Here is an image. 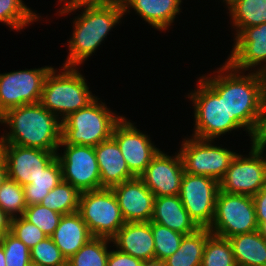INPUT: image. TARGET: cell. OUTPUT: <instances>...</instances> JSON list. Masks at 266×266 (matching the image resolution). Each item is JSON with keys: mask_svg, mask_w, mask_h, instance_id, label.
I'll return each instance as SVG.
<instances>
[{"mask_svg": "<svg viewBox=\"0 0 266 266\" xmlns=\"http://www.w3.org/2000/svg\"><path fill=\"white\" fill-rule=\"evenodd\" d=\"M222 66V67H221ZM213 73L200 76L220 97H224L228 115L252 139L261 113V103L266 89L264 73L233 68L227 61ZM242 74V75H241Z\"/></svg>", "mask_w": 266, "mask_h": 266, "instance_id": "6da1fadb", "label": "cell"}, {"mask_svg": "<svg viewBox=\"0 0 266 266\" xmlns=\"http://www.w3.org/2000/svg\"><path fill=\"white\" fill-rule=\"evenodd\" d=\"M81 8V14L73 19L72 36L67 40L69 52L63 66L82 65L124 16L123 6L117 3H78L61 8L58 13L63 16Z\"/></svg>", "mask_w": 266, "mask_h": 266, "instance_id": "7a4b0ae2", "label": "cell"}, {"mask_svg": "<svg viewBox=\"0 0 266 266\" xmlns=\"http://www.w3.org/2000/svg\"><path fill=\"white\" fill-rule=\"evenodd\" d=\"M0 123L10 130L3 132L0 144L59 151L62 121L40 102L8 110L0 117Z\"/></svg>", "mask_w": 266, "mask_h": 266, "instance_id": "3957f363", "label": "cell"}, {"mask_svg": "<svg viewBox=\"0 0 266 266\" xmlns=\"http://www.w3.org/2000/svg\"><path fill=\"white\" fill-rule=\"evenodd\" d=\"M80 67H54L49 71L43 85L40 103L63 121L70 114L87 107L98 96L89 91Z\"/></svg>", "mask_w": 266, "mask_h": 266, "instance_id": "277c9868", "label": "cell"}, {"mask_svg": "<svg viewBox=\"0 0 266 266\" xmlns=\"http://www.w3.org/2000/svg\"><path fill=\"white\" fill-rule=\"evenodd\" d=\"M99 99L97 97L87 107L75 111L62 121L60 144L95 147L112 137L115 125L123 116L115 115Z\"/></svg>", "mask_w": 266, "mask_h": 266, "instance_id": "5b68a950", "label": "cell"}, {"mask_svg": "<svg viewBox=\"0 0 266 266\" xmlns=\"http://www.w3.org/2000/svg\"><path fill=\"white\" fill-rule=\"evenodd\" d=\"M188 97L194 108L193 137L216 140L241 127L228 115L224 97H220L201 77Z\"/></svg>", "mask_w": 266, "mask_h": 266, "instance_id": "8992f818", "label": "cell"}, {"mask_svg": "<svg viewBox=\"0 0 266 266\" xmlns=\"http://www.w3.org/2000/svg\"><path fill=\"white\" fill-rule=\"evenodd\" d=\"M78 212L93 237L111 239L126 223L111 188L81 192Z\"/></svg>", "mask_w": 266, "mask_h": 266, "instance_id": "52a82bcc", "label": "cell"}, {"mask_svg": "<svg viewBox=\"0 0 266 266\" xmlns=\"http://www.w3.org/2000/svg\"><path fill=\"white\" fill-rule=\"evenodd\" d=\"M208 229L213 235L226 239L259 230L253 198L219 191L214 219Z\"/></svg>", "mask_w": 266, "mask_h": 266, "instance_id": "ba28073f", "label": "cell"}, {"mask_svg": "<svg viewBox=\"0 0 266 266\" xmlns=\"http://www.w3.org/2000/svg\"><path fill=\"white\" fill-rule=\"evenodd\" d=\"M248 155L237 153L219 181L220 191L253 197L266 183V147L250 143ZM245 156V157H244Z\"/></svg>", "mask_w": 266, "mask_h": 266, "instance_id": "9c48e42d", "label": "cell"}, {"mask_svg": "<svg viewBox=\"0 0 266 266\" xmlns=\"http://www.w3.org/2000/svg\"><path fill=\"white\" fill-rule=\"evenodd\" d=\"M182 141L178 150L186 173L214 178H223L236 152L226 147L212 145V139H199L193 136Z\"/></svg>", "mask_w": 266, "mask_h": 266, "instance_id": "30bf717a", "label": "cell"}, {"mask_svg": "<svg viewBox=\"0 0 266 266\" xmlns=\"http://www.w3.org/2000/svg\"><path fill=\"white\" fill-rule=\"evenodd\" d=\"M52 68L47 65L0 73V117L10 109L40 102L45 78Z\"/></svg>", "mask_w": 266, "mask_h": 266, "instance_id": "8fae6325", "label": "cell"}, {"mask_svg": "<svg viewBox=\"0 0 266 266\" xmlns=\"http://www.w3.org/2000/svg\"><path fill=\"white\" fill-rule=\"evenodd\" d=\"M219 191V182L214 178L184 173L178 196L199 228H209L212 224Z\"/></svg>", "mask_w": 266, "mask_h": 266, "instance_id": "7c38bea8", "label": "cell"}, {"mask_svg": "<svg viewBox=\"0 0 266 266\" xmlns=\"http://www.w3.org/2000/svg\"><path fill=\"white\" fill-rule=\"evenodd\" d=\"M64 147L56 158L60 163L63 181L70 183L80 193L101 189L100 170L94 147L59 144Z\"/></svg>", "mask_w": 266, "mask_h": 266, "instance_id": "4fadbf2b", "label": "cell"}, {"mask_svg": "<svg viewBox=\"0 0 266 266\" xmlns=\"http://www.w3.org/2000/svg\"><path fill=\"white\" fill-rule=\"evenodd\" d=\"M112 138L117 142L130 172L140 177L159 152L149 135L138 129L125 116L115 125Z\"/></svg>", "mask_w": 266, "mask_h": 266, "instance_id": "5bb4252c", "label": "cell"}, {"mask_svg": "<svg viewBox=\"0 0 266 266\" xmlns=\"http://www.w3.org/2000/svg\"><path fill=\"white\" fill-rule=\"evenodd\" d=\"M0 152L5 158L8 178L21 186L31 184L55 158L58 151L13 144H0Z\"/></svg>", "mask_w": 266, "mask_h": 266, "instance_id": "9a60e30c", "label": "cell"}, {"mask_svg": "<svg viewBox=\"0 0 266 266\" xmlns=\"http://www.w3.org/2000/svg\"><path fill=\"white\" fill-rule=\"evenodd\" d=\"M234 37L235 42L232 46L233 48L230 52L231 54L228 56L227 62L237 70L245 72L256 71L265 74L266 23L243 28Z\"/></svg>", "mask_w": 266, "mask_h": 266, "instance_id": "2e32d148", "label": "cell"}, {"mask_svg": "<svg viewBox=\"0 0 266 266\" xmlns=\"http://www.w3.org/2000/svg\"><path fill=\"white\" fill-rule=\"evenodd\" d=\"M174 156L159 150L140 176L155 197L179 195L185 173L179 152Z\"/></svg>", "mask_w": 266, "mask_h": 266, "instance_id": "e0dca14e", "label": "cell"}, {"mask_svg": "<svg viewBox=\"0 0 266 266\" xmlns=\"http://www.w3.org/2000/svg\"><path fill=\"white\" fill-rule=\"evenodd\" d=\"M111 189L125 222L151 221L155 196L140 177L124 181Z\"/></svg>", "mask_w": 266, "mask_h": 266, "instance_id": "ac0fdd59", "label": "cell"}, {"mask_svg": "<svg viewBox=\"0 0 266 266\" xmlns=\"http://www.w3.org/2000/svg\"><path fill=\"white\" fill-rule=\"evenodd\" d=\"M111 242L123 253L145 262L155 261L151 222H126L111 238Z\"/></svg>", "mask_w": 266, "mask_h": 266, "instance_id": "d6986e66", "label": "cell"}, {"mask_svg": "<svg viewBox=\"0 0 266 266\" xmlns=\"http://www.w3.org/2000/svg\"><path fill=\"white\" fill-rule=\"evenodd\" d=\"M100 170L101 188H112L135 178L130 172L117 142L111 137L94 147Z\"/></svg>", "mask_w": 266, "mask_h": 266, "instance_id": "ffe728a7", "label": "cell"}, {"mask_svg": "<svg viewBox=\"0 0 266 266\" xmlns=\"http://www.w3.org/2000/svg\"><path fill=\"white\" fill-rule=\"evenodd\" d=\"M182 2V0H125L122 6L124 15L130 14L132 8L152 28L166 31L174 22L176 15L182 12Z\"/></svg>", "mask_w": 266, "mask_h": 266, "instance_id": "44dd1931", "label": "cell"}, {"mask_svg": "<svg viewBox=\"0 0 266 266\" xmlns=\"http://www.w3.org/2000/svg\"><path fill=\"white\" fill-rule=\"evenodd\" d=\"M150 222L166 226L184 235L192 234L199 229L190 218L178 195L155 197Z\"/></svg>", "mask_w": 266, "mask_h": 266, "instance_id": "7402d4cb", "label": "cell"}, {"mask_svg": "<svg viewBox=\"0 0 266 266\" xmlns=\"http://www.w3.org/2000/svg\"><path fill=\"white\" fill-rule=\"evenodd\" d=\"M50 237L66 260L93 238L79 212L62 215L57 228Z\"/></svg>", "mask_w": 266, "mask_h": 266, "instance_id": "603a6c76", "label": "cell"}, {"mask_svg": "<svg viewBox=\"0 0 266 266\" xmlns=\"http://www.w3.org/2000/svg\"><path fill=\"white\" fill-rule=\"evenodd\" d=\"M237 266H266V239L259 230L228 238Z\"/></svg>", "mask_w": 266, "mask_h": 266, "instance_id": "cb8c5ba5", "label": "cell"}, {"mask_svg": "<svg viewBox=\"0 0 266 266\" xmlns=\"http://www.w3.org/2000/svg\"><path fill=\"white\" fill-rule=\"evenodd\" d=\"M211 235L208 228L184 235L179 249L162 262L163 266H201L204 247Z\"/></svg>", "mask_w": 266, "mask_h": 266, "instance_id": "d4e9b609", "label": "cell"}, {"mask_svg": "<svg viewBox=\"0 0 266 266\" xmlns=\"http://www.w3.org/2000/svg\"><path fill=\"white\" fill-rule=\"evenodd\" d=\"M228 11L235 35L243 28L266 23V0H239Z\"/></svg>", "mask_w": 266, "mask_h": 266, "instance_id": "484cf974", "label": "cell"}, {"mask_svg": "<svg viewBox=\"0 0 266 266\" xmlns=\"http://www.w3.org/2000/svg\"><path fill=\"white\" fill-rule=\"evenodd\" d=\"M62 180L61 166L55 158L31 184L23 186L27 206L40 204L49 191Z\"/></svg>", "mask_w": 266, "mask_h": 266, "instance_id": "4316f807", "label": "cell"}, {"mask_svg": "<svg viewBox=\"0 0 266 266\" xmlns=\"http://www.w3.org/2000/svg\"><path fill=\"white\" fill-rule=\"evenodd\" d=\"M79 198L80 192L70 183L62 180L49 191L40 204L65 215L78 212Z\"/></svg>", "mask_w": 266, "mask_h": 266, "instance_id": "83f0119b", "label": "cell"}, {"mask_svg": "<svg viewBox=\"0 0 266 266\" xmlns=\"http://www.w3.org/2000/svg\"><path fill=\"white\" fill-rule=\"evenodd\" d=\"M111 239L93 237L67 260V266H107Z\"/></svg>", "mask_w": 266, "mask_h": 266, "instance_id": "f1b7e54d", "label": "cell"}, {"mask_svg": "<svg viewBox=\"0 0 266 266\" xmlns=\"http://www.w3.org/2000/svg\"><path fill=\"white\" fill-rule=\"evenodd\" d=\"M23 2V0H0V22L17 32L41 18Z\"/></svg>", "mask_w": 266, "mask_h": 266, "instance_id": "f546056e", "label": "cell"}, {"mask_svg": "<svg viewBox=\"0 0 266 266\" xmlns=\"http://www.w3.org/2000/svg\"><path fill=\"white\" fill-rule=\"evenodd\" d=\"M201 266H237L230 241L212 234L206 241Z\"/></svg>", "mask_w": 266, "mask_h": 266, "instance_id": "4dcf8cb0", "label": "cell"}, {"mask_svg": "<svg viewBox=\"0 0 266 266\" xmlns=\"http://www.w3.org/2000/svg\"><path fill=\"white\" fill-rule=\"evenodd\" d=\"M151 229L154 238L155 261L162 263L179 249L184 234L155 222H151Z\"/></svg>", "mask_w": 266, "mask_h": 266, "instance_id": "1f68e13d", "label": "cell"}, {"mask_svg": "<svg viewBox=\"0 0 266 266\" xmlns=\"http://www.w3.org/2000/svg\"><path fill=\"white\" fill-rule=\"evenodd\" d=\"M26 207L23 186L7 178L0 188V208L14 218L23 216Z\"/></svg>", "mask_w": 266, "mask_h": 266, "instance_id": "d6a6232c", "label": "cell"}, {"mask_svg": "<svg viewBox=\"0 0 266 266\" xmlns=\"http://www.w3.org/2000/svg\"><path fill=\"white\" fill-rule=\"evenodd\" d=\"M23 217L50 237L57 228L62 215L41 204H33L26 207Z\"/></svg>", "mask_w": 266, "mask_h": 266, "instance_id": "836d02e7", "label": "cell"}, {"mask_svg": "<svg viewBox=\"0 0 266 266\" xmlns=\"http://www.w3.org/2000/svg\"><path fill=\"white\" fill-rule=\"evenodd\" d=\"M31 263L39 266H67L62 255L51 237H46L30 249Z\"/></svg>", "mask_w": 266, "mask_h": 266, "instance_id": "e575fe53", "label": "cell"}, {"mask_svg": "<svg viewBox=\"0 0 266 266\" xmlns=\"http://www.w3.org/2000/svg\"><path fill=\"white\" fill-rule=\"evenodd\" d=\"M6 266H28L31 264L30 249L11 232L0 237Z\"/></svg>", "mask_w": 266, "mask_h": 266, "instance_id": "d590c367", "label": "cell"}, {"mask_svg": "<svg viewBox=\"0 0 266 266\" xmlns=\"http://www.w3.org/2000/svg\"><path fill=\"white\" fill-rule=\"evenodd\" d=\"M10 232L29 249L48 237L42 230L27 221L23 216L12 218Z\"/></svg>", "mask_w": 266, "mask_h": 266, "instance_id": "8d00e7d4", "label": "cell"}, {"mask_svg": "<svg viewBox=\"0 0 266 266\" xmlns=\"http://www.w3.org/2000/svg\"><path fill=\"white\" fill-rule=\"evenodd\" d=\"M145 261L123 253L118 249L109 252L107 266H144Z\"/></svg>", "mask_w": 266, "mask_h": 266, "instance_id": "74e56055", "label": "cell"}, {"mask_svg": "<svg viewBox=\"0 0 266 266\" xmlns=\"http://www.w3.org/2000/svg\"><path fill=\"white\" fill-rule=\"evenodd\" d=\"M250 141L255 145L266 147V89L262 97L258 126Z\"/></svg>", "mask_w": 266, "mask_h": 266, "instance_id": "f35d334b", "label": "cell"}, {"mask_svg": "<svg viewBox=\"0 0 266 266\" xmlns=\"http://www.w3.org/2000/svg\"><path fill=\"white\" fill-rule=\"evenodd\" d=\"M259 228L266 223V183L253 197Z\"/></svg>", "mask_w": 266, "mask_h": 266, "instance_id": "ab89813d", "label": "cell"}, {"mask_svg": "<svg viewBox=\"0 0 266 266\" xmlns=\"http://www.w3.org/2000/svg\"><path fill=\"white\" fill-rule=\"evenodd\" d=\"M12 218L0 208V237L11 231Z\"/></svg>", "mask_w": 266, "mask_h": 266, "instance_id": "60d3db41", "label": "cell"}, {"mask_svg": "<svg viewBox=\"0 0 266 266\" xmlns=\"http://www.w3.org/2000/svg\"><path fill=\"white\" fill-rule=\"evenodd\" d=\"M8 178V170L5 158L0 152V188Z\"/></svg>", "mask_w": 266, "mask_h": 266, "instance_id": "b9f144b4", "label": "cell"}, {"mask_svg": "<svg viewBox=\"0 0 266 266\" xmlns=\"http://www.w3.org/2000/svg\"><path fill=\"white\" fill-rule=\"evenodd\" d=\"M59 2H64V5H62L61 8L70 6V5H74V4H78V3H87V2H94L96 3V0H59Z\"/></svg>", "mask_w": 266, "mask_h": 266, "instance_id": "7bdbcfd3", "label": "cell"}, {"mask_svg": "<svg viewBox=\"0 0 266 266\" xmlns=\"http://www.w3.org/2000/svg\"><path fill=\"white\" fill-rule=\"evenodd\" d=\"M6 262H5V254H4V250H3V246L0 244V266H6Z\"/></svg>", "mask_w": 266, "mask_h": 266, "instance_id": "ee69618b", "label": "cell"}, {"mask_svg": "<svg viewBox=\"0 0 266 266\" xmlns=\"http://www.w3.org/2000/svg\"><path fill=\"white\" fill-rule=\"evenodd\" d=\"M125 0H96V3H117L123 4Z\"/></svg>", "mask_w": 266, "mask_h": 266, "instance_id": "f6af8a7d", "label": "cell"}, {"mask_svg": "<svg viewBox=\"0 0 266 266\" xmlns=\"http://www.w3.org/2000/svg\"><path fill=\"white\" fill-rule=\"evenodd\" d=\"M238 1L239 0H223V2L226 3L225 5L228 7L227 10L232 8Z\"/></svg>", "mask_w": 266, "mask_h": 266, "instance_id": "bcb514c9", "label": "cell"}, {"mask_svg": "<svg viewBox=\"0 0 266 266\" xmlns=\"http://www.w3.org/2000/svg\"><path fill=\"white\" fill-rule=\"evenodd\" d=\"M144 266H163V264L157 261H153V262H145Z\"/></svg>", "mask_w": 266, "mask_h": 266, "instance_id": "7dc6e473", "label": "cell"}, {"mask_svg": "<svg viewBox=\"0 0 266 266\" xmlns=\"http://www.w3.org/2000/svg\"><path fill=\"white\" fill-rule=\"evenodd\" d=\"M259 231L261 232L262 236L266 239V223H264L260 228Z\"/></svg>", "mask_w": 266, "mask_h": 266, "instance_id": "c3c4849f", "label": "cell"}, {"mask_svg": "<svg viewBox=\"0 0 266 266\" xmlns=\"http://www.w3.org/2000/svg\"><path fill=\"white\" fill-rule=\"evenodd\" d=\"M28 266H39V265H35V264H32V263H31V264H29Z\"/></svg>", "mask_w": 266, "mask_h": 266, "instance_id": "681fc988", "label": "cell"}]
</instances>
